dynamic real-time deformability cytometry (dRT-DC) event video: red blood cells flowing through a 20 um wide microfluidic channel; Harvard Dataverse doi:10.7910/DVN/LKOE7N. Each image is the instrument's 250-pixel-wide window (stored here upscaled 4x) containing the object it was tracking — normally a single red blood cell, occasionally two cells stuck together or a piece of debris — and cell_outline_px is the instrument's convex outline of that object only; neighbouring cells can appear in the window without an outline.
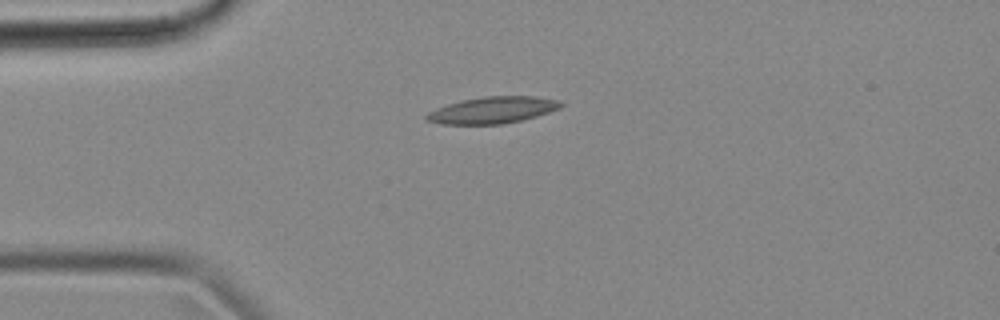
{"species": "common noctule bat (a hibernating species)", "species_latin": "Nyctalus noctula", "temperature_condition": "cold", "stored_images_in_passage": 43, "camera_frame_rate_fps": 3000, "um_per_image_px": 0.085, "animal": {"sex": "female", "body_mass_g": 18.4}, "frame": {"image": 1, "passage_image": 1, "time_ms": 0.0, "image_size_px": [1000, 320], "cell_outline_px": [[564, 104], [560, 108], [536, 116], [520, 120], [500, 124], [440, 124], [424, 120], [424, 116], [428, 112], [436, 108], [448, 104], [464, 100], [484, 96], [536, 96], [560, 100]], "centroid_in_image_um": [41.86, 9.35], "position_along_channel_um": 43.1, "area_um2": 20.81}}
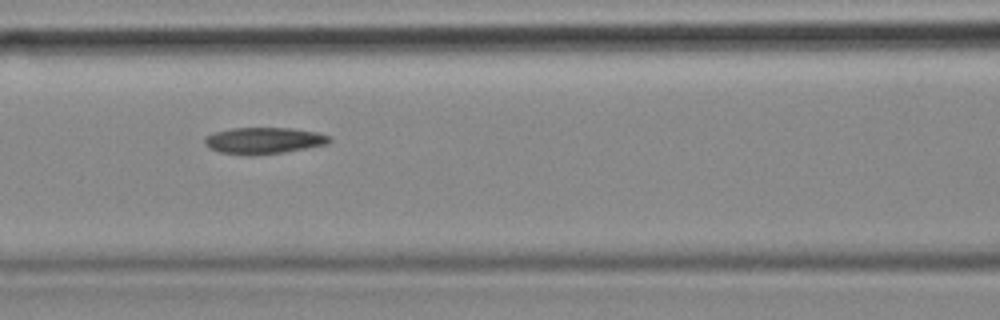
{"frame": {"image": 2, "passage_image": 11, "time_ms": 3.333, "image_size_px": [1000, 320], "cell_outline_px": [[332, 140], [328, 144], [284, 152], [220, 152], [208, 148], [204, 144], [204, 140], [208, 136], [216, 132], [232, 128], [292, 128], [316, 132], [332, 136]], "centroid_in_image_um": [22.5, 11.9], "position_along_channel_um": 144.1, "area_um2": 18.38}}
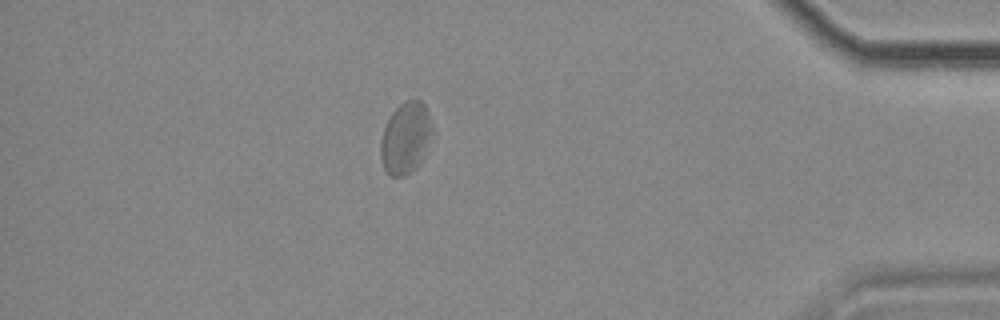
{"frame": {"image": 3, "passage_image": 36, "time_ms": 11.667, "image_size_px": [1000, 320], "cell_outline_px": [[432, 132], [424, 156], [420, 164], [412, 172], [404, 176], [392, 176], [384, 168], [380, 156], [380, 140], [384, 128], [392, 112], [400, 104], [408, 100], [420, 100], [424, 104], [432, 128]], "centroid_in_image_um": [34.46, 11.76], "position_along_channel_um": 400.7, "area_um2": 21.33}, "authors_computed_cell_mechanics": {"area_um2": 20.1722, "velocity_mm_per_s": 3.5876, "shape_relaxation_time_tau1_ms": null, "shape_relaxation_time_tau2_ms": 5.6714, "deformation_change_tau1": null, "deformation_change_tau2": 0.1239}}